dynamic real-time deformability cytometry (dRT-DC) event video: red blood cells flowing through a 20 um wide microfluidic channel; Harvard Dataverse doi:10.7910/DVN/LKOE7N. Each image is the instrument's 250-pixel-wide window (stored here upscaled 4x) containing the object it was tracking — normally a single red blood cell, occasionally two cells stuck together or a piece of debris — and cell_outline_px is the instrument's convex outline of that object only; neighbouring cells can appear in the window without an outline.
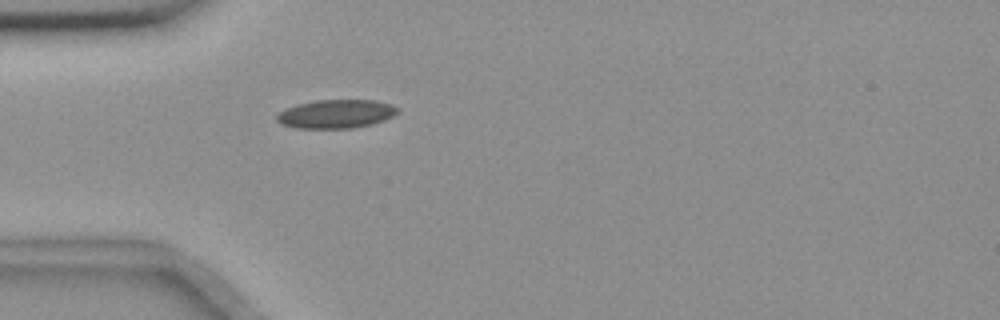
{"species": "common noctule bat (a hibernating species)", "species_latin": "Nyctalus noctula", "temperature_condition": "room temperature", "stored_images_in_passage": 40, "camera_frame_rate_fps": 3000, "um_per_image_px": 0.085, "animal": {"sex": "female", "body_mass_g": 18.4}, "frame": {"image": 1, "passage_image": 1, "time_ms": 0.0, "image_size_px": [1000, 320], "cell_outline_px": [[396, 112], [392, 116], [384, 120], [372, 124], [352, 128], [296, 128], [280, 124], [276, 120], [276, 116], [280, 112], [296, 104], [316, 100], [376, 100], [392, 104], [396, 108]], "centroid_in_image_um": [28.54, 9.68], "position_along_channel_um": 56.5, "area_um2": 20.06}}
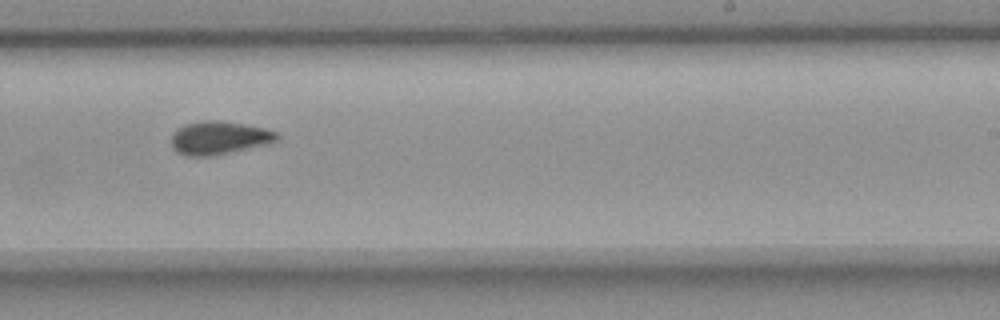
{"frame": {"image": 2, "passage_image": 19, "time_ms": 6.0, "image_size_px": [1000, 320], "cell_outline_px": [[280, 136], [276, 140], [264, 144], [212, 156], [184, 156], [176, 152], [172, 148], [172, 132], [176, 128], [184, 124], [204, 120], [220, 120], [248, 124], [268, 128], [276, 132]], "centroid_in_image_um": [18.58, 11.69], "position_along_channel_um": 270.4, "area_um2": 20.63}}
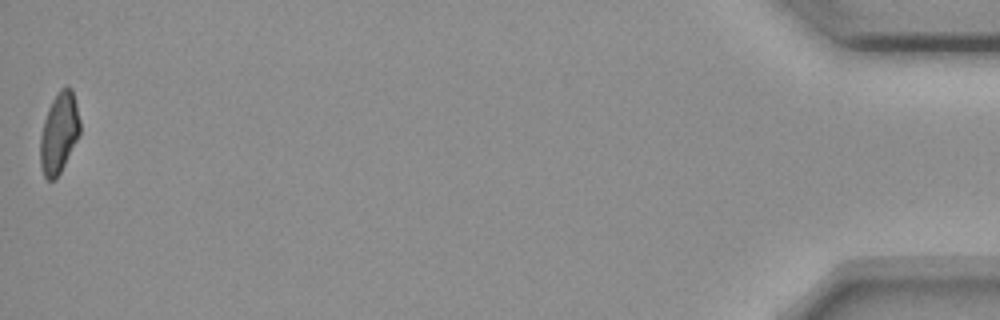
{"frame": {"image": 3, "passage_image": 40, "time_ms": 13.0, "image_size_px": [1000, 320], "cell_outline_px": [[80, 132], [56, 180], [48, 180], [44, 176], [40, 164], [40, 136], [44, 120], [48, 108], [52, 100], [60, 88], [68, 84], [72, 88], [80, 120]], "centroid_in_image_um": [5.01, 11.26], "position_along_channel_um": 430.2, "area_um2": 18.61}, "authors_computed_cell_mechanics": {"area_um2": 19.8254, "velocity_mm_per_s": 3.6577, "shape_relaxation_time_tau1_ms": 11.0673, "shape_relaxation_time_tau2_ms": 3.0665, "deformation_change_tau1": 0.1669, "deformation_change_tau2": 0.0858}}